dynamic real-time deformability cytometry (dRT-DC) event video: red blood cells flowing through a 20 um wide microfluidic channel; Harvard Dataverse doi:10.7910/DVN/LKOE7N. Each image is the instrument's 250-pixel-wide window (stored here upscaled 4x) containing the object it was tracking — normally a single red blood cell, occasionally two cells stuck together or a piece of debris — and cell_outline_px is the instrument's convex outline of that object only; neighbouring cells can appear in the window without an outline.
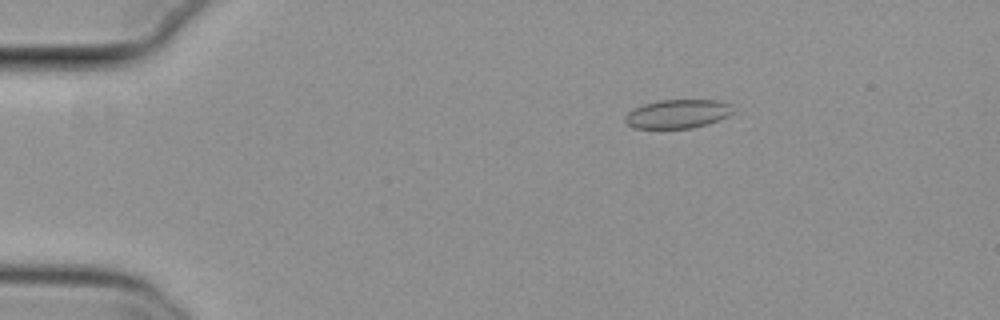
{"species": "common noctule bat (a hibernating species)", "species_latin": "Nyctalus noctula", "temperature_condition": "cold", "stored_images_in_passage": 26, "camera_frame_rate_fps": 3000, "um_per_image_px": 0.085, "animal": {"sex": "female", "body_mass_g": 29.2, "forearm_length_mm": 56.3}, "frame": {"image": 1, "passage_image": 10, "time_ms": 3.0, "image_size_px": [1000, 320], "cell_outline_px": [[732, 112], [728, 116], [692, 128], [632, 128], [624, 120], [624, 116], [632, 108], [656, 100], [716, 100], [732, 104]], "centroid_in_image_um": [57.54, 9.67], "position_along_channel_um": 27.5, "area_um2": 18.03}}
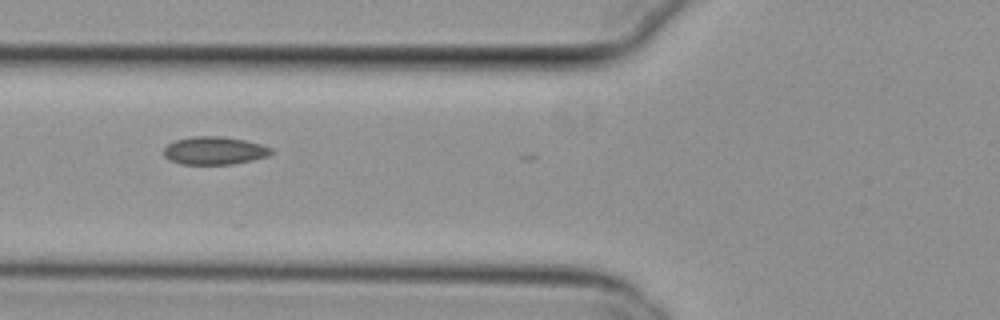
{"frame": {"image": 2, "passage_image": 22, "time_ms": 7.0, "image_size_px": [1000, 320], "cell_outline_px": [[272, 152], [268, 156], [252, 160], [232, 164], [180, 164], [168, 160], [164, 156], [164, 148], [168, 144], [176, 140], [192, 136], [224, 136], [244, 140], [260, 144], [272, 148]], "centroid_in_image_um": [18.2, 12.8], "position_along_channel_um": 107.6, "area_um2": 17.51}}
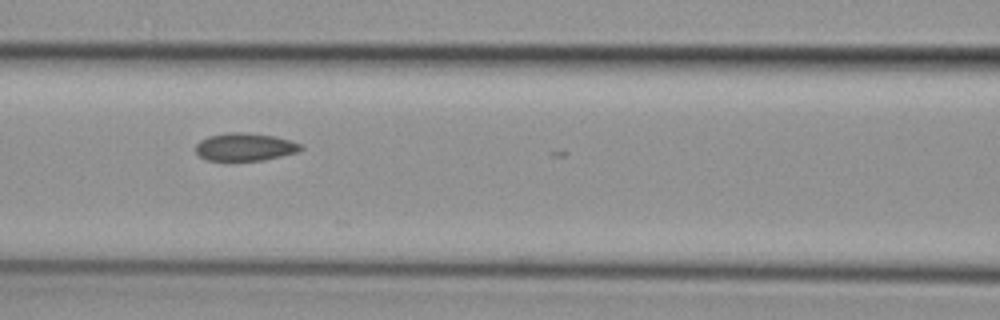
{"frame": {"image": 3, "passage_image": 25, "time_ms": 8.0, "image_size_px": [1000, 320], "cell_outline_px": [[304, 148], [296, 152], [264, 160], [208, 160], [200, 156], [196, 152], [196, 144], [200, 140], [208, 136], [228, 132], [240, 132], [276, 136], [292, 140], [304, 144]], "centroid_in_image_um": [20.85, 12.47], "position_along_channel_um": 145.7, "area_um2": 17.05}}